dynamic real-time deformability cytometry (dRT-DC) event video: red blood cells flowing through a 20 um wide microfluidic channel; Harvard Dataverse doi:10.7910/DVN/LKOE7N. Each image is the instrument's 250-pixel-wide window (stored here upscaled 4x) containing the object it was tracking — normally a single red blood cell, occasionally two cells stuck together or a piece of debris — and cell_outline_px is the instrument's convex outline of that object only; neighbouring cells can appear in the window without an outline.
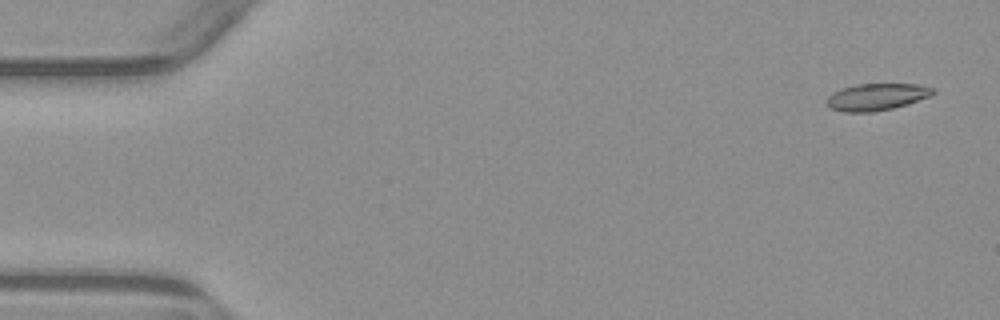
{"species": "common noctule bat (a hibernating species)", "species_latin": "Nyctalus noctula", "temperature_condition": "warm", "stored_images_in_passage": 4, "camera_frame_rate_fps": 3000, "um_per_image_px": 0.085, "animal": {"sex": "male", "body_mass_g": 23.1, "forearm_length_mm": 52.7}, "frame": {"image": 1, "passage_image": 1, "time_ms": 0.0, "image_size_px": [1000, 320], "cell_outline_px": [[936, 92], [932, 96], [908, 104], [892, 108], [872, 112], [844, 112], [832, 108], [828, 104], [828, 96], [832, 92], [840, 88], [856, 84], [920, 84], [936, 88]], "centroid_in_image_um": [74.58, 8.22], "position_along_channel_um": 10.4, "area_um2": 16.82}}